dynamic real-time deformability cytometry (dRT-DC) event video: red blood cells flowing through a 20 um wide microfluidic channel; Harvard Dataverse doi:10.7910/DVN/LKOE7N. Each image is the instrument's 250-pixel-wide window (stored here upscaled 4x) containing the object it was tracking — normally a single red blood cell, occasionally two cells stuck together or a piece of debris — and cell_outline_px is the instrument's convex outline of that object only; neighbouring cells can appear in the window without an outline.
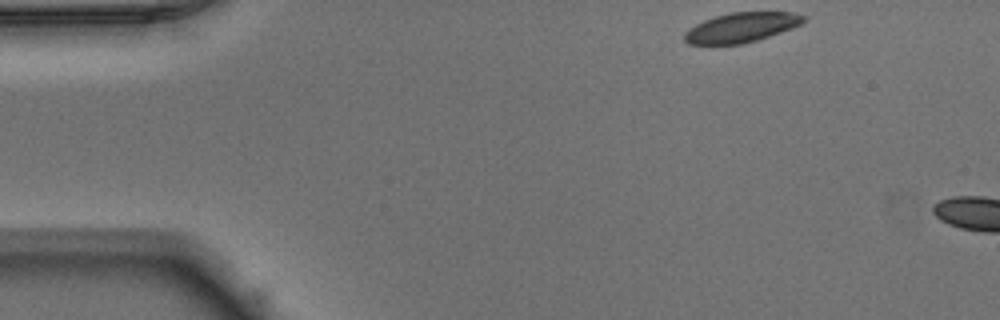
{"species": "Egyptian fruit bat (a non-hibernating species)", "species_latin": "Rousettus aegyptiacus", "temperature_condition": "warm", "stored_images_in_passage": 4, "camera_frame_rate_fps": 3000, "um_per_image_px": 0.085, "animal": {"sex": "male"}, "frame": {"image": 1, "passage_image": 1, "time_ms": 0.0, "image_size_px": [1000, 320], "cell_outline_px": [[804, 24], [756, 40], [740, 44], [688, 44], [684, 40], [684, 32], [696, 24], [704, 20], [716, 16], [732, 12], [792, 12], [804, 16]], "centroid_in_image_um": [63.01, 2.33], "position_along_channel_um": 22.0, "area_um2": 20.4}}